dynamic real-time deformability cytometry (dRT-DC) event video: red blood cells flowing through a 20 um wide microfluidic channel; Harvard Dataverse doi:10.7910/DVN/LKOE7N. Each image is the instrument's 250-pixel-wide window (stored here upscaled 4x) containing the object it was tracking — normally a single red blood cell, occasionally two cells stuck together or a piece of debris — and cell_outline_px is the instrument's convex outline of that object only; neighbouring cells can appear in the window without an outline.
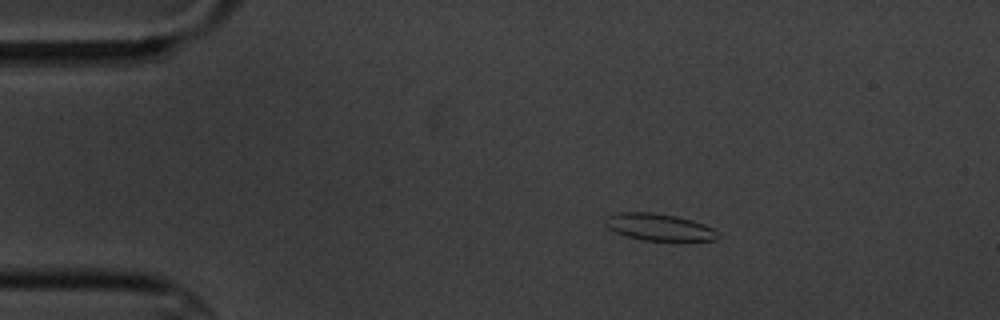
{"species": "common noctule bat (a hibernating species)", "species_latin": "Nyctalus noctula", "temperature_condition": "cold", "stored_images_in_passage": 2, "camera_frame_rate_fps": 3000, "um_per_image_px": 0.085, "animal": {"sex": "male", "body_mass_g": 20.1, "forearm_length_mm": 53.5}, "frame": {"image": 1, "passage_image": 1, "time_ms": 0.0, "image_size_px": [1000, 320], "cell_outline_px": [[720, 236], [716, 240], [644, 240], [628, 236], [616, 232], [608, 228], [604, 224], [604, 216], [616, 212], [652, 212], [676, 216], [692, 220], [704, 224], [712, 228]], "centroid_in_image_um": [55.96, 19.28], "position_along_channel_um": 29.0, "area_um2": 17.63}}